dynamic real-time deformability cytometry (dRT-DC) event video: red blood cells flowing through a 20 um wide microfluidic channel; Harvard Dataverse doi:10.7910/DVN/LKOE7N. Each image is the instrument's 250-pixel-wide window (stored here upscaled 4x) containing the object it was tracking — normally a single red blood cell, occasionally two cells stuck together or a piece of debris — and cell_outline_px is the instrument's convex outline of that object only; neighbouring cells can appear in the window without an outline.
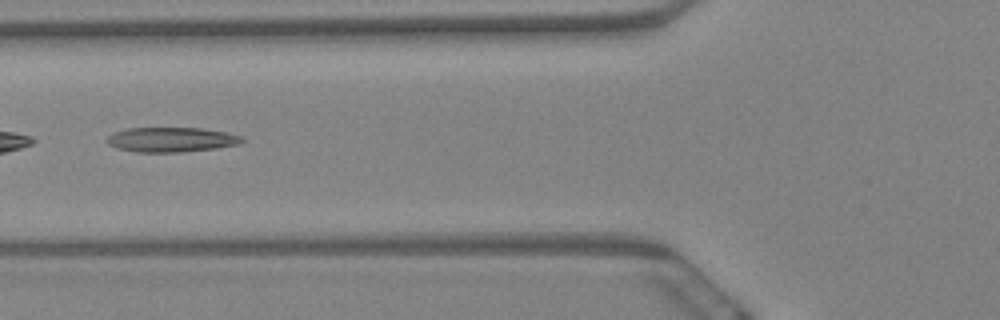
{"species": "Egyptian fruit bat (a non-hibernating species)", "species_latin": "Rousettus aegyptiacus", "temperature_condition": "warm", "stored_images_in_passage": 6, "camera_frame_rate_fps": 3000, "um_per_image_px": 0.085, "animal": {"sex": "female"}, "frame": {"image": 1, "passage_image": 3, "time_ms": 0.667, "image_size_px": [1000, 320], "cell_outline_px": [[244, 140], [240, 144], [216, 148], [180, 152], [136, 152], [116, 148], [108, 144], [104, 140], [112, 132], [128, 128], [200, 128], [228, 132], [244, 136]], "centroid_in_image_um": [14.56, 11.86], "position_along_channel_um": 111.2, "area_um2": 19.71}}
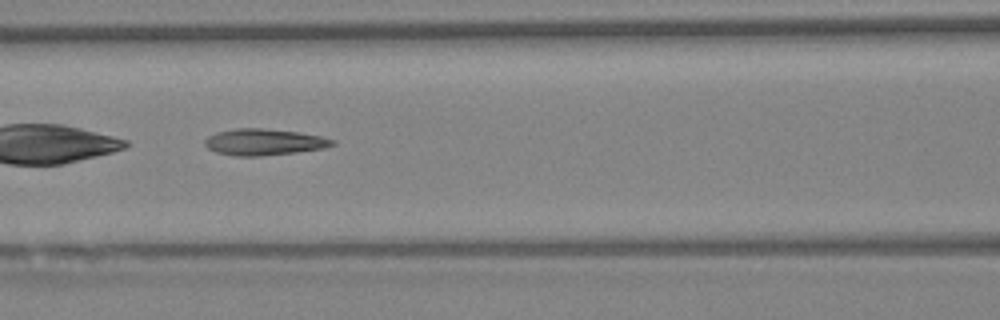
{"frame": {"image": 2, "passage_image": 4, "time_ms": 1.0, "image_size_px": [1000, 320], "cell_outline_px": [[336, 144], [320, 148], [296, 152], [260, 156], [236, 156], [216, 152], [208, 148], [204, 144], [204, 140], [208, 136], [216, 132], [236, 128], [260, 128], [296, 132], [320, 136], [336, 140]], "centroid_in_image_um": [22.4, 12.07], "position_along_channel_um": 144.2, "area_um2": 19.42}}
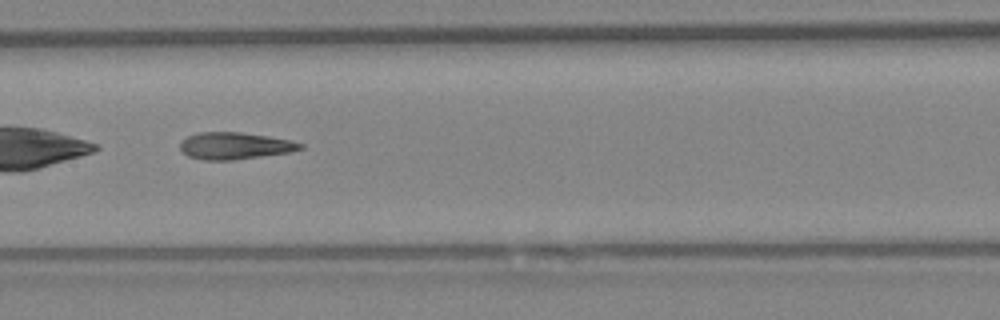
{"frame": {"image": 3, "passage_image": 5, "time_ms": 1.333, "image_size_px": [1000, 320], "cell_outline_px": [[304, 148], [288, 152], [232, 160], [204, 160], [188, 156], [180, 148], [180, 140], [196, 132], [240, 132], [268, 136], [292, 140], [304, 144]], "centroid_in_image_um": [19.94, 12.38], "position_along_channel_um": 187.5, "area_um2": 18.84}}